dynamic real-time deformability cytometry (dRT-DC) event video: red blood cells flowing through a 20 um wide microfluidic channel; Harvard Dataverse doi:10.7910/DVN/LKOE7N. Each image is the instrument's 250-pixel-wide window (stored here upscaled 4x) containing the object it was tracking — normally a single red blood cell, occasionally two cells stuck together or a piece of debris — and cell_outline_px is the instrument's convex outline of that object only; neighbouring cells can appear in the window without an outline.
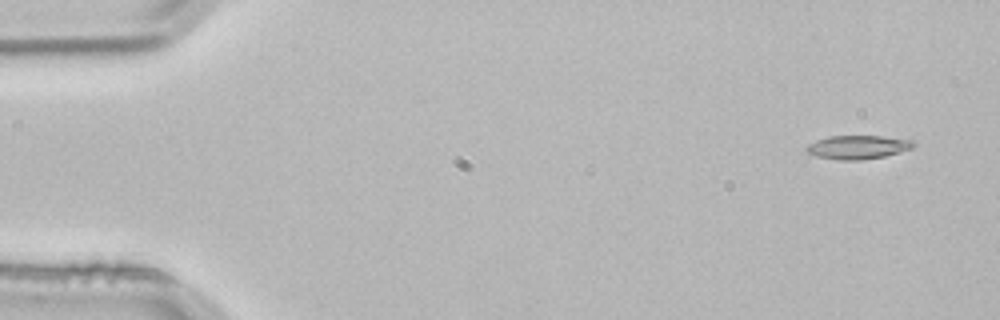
{"species": "common noctule bat (a hibernating species)", "species_latin": "Nyctalus noctula", "temperature_condition": "room temperature", "stored_images_in_passage": 3, "camera_frame_rate_fps": 3000, "um_per_image_px": 0.085, "animal": {"sex": "male", "body_mass_g": 21.5, "forearm_length_mm": 52.0}, "frame": {"image": 1, "passage_image": 1, "time_ms": 0.0, "image_size_px": [1000, 320], "cell_outline_px": [[916, 144], [912, 148], [900, 152], [884, 156], [860, 160], [840, 160], [816, 156], [808, 152], [804, 148], [808, 144], [816, 140], [828, 136], [880, 136], [916, 140]], "centroid_in_image_um": [72.93, 12.5], "position_along_channel_um": 12.1, "area_um2": 14.8}}